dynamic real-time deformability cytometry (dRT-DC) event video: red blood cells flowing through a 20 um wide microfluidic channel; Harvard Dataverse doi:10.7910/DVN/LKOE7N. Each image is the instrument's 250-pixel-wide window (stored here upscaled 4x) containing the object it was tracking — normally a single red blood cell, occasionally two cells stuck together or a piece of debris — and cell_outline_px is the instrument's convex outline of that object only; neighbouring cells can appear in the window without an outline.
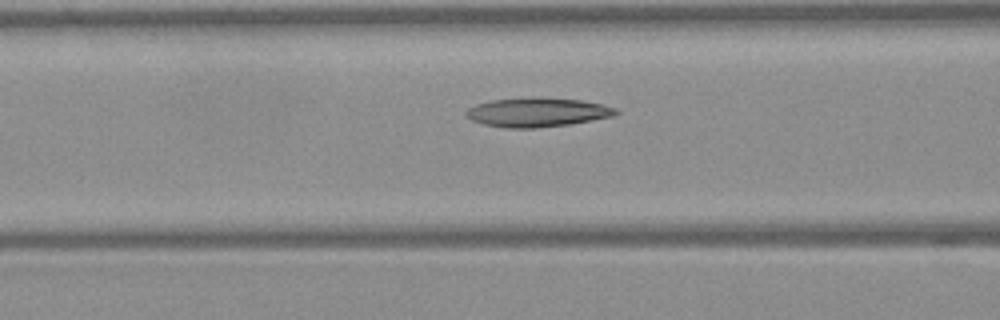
{"species": "Egyptian fruit bat (a non-hibernating species)", "species_latin": "Rousettus aegyptiacus", "temperature_condition": "warm", "stored_images_in_passage": 19, "camera_frame_rate_fps": 3000, "um_per_image_px": 0.085, "frame": {"image": 1, "passage_image": 11, "time_ms": 3.333, "image_size_px": [1000, 320], "cell_outline_px": [[620, 112], [612, 116], [568, 124], [536, 128], [504, 128], [484, 124], [472, 120], [464, 112], [468, 108], [476, 104], [492, 100], [580, 100], [600, 104], [616, 108]], "centroid_in_image_um": [45.64, 9.59], "position_along_channel_um": 121.0, "area_um2": 24.1}}
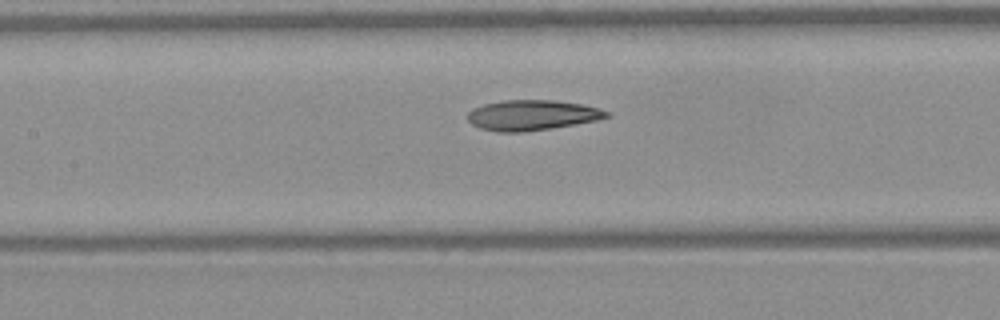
{"frame": {"image": 2, "passage_image": 14, "time_ms": 4.333, "image_size_px": [1000, 320], "cell_outline_px": [[612, 116], [596, 120], [548, 128], [520, 132], [500, 132], [480, 128], [472, 124], [468, 120], [468, 112], [472, 108], [484, 104], [504, 100], [556, 100], [584, 104], [600, 108], [612, 112]], "centroid_in_image_um": [45.25, 9.77], "position_along_channel_um": 162.1, "area_um2": 24.51}}